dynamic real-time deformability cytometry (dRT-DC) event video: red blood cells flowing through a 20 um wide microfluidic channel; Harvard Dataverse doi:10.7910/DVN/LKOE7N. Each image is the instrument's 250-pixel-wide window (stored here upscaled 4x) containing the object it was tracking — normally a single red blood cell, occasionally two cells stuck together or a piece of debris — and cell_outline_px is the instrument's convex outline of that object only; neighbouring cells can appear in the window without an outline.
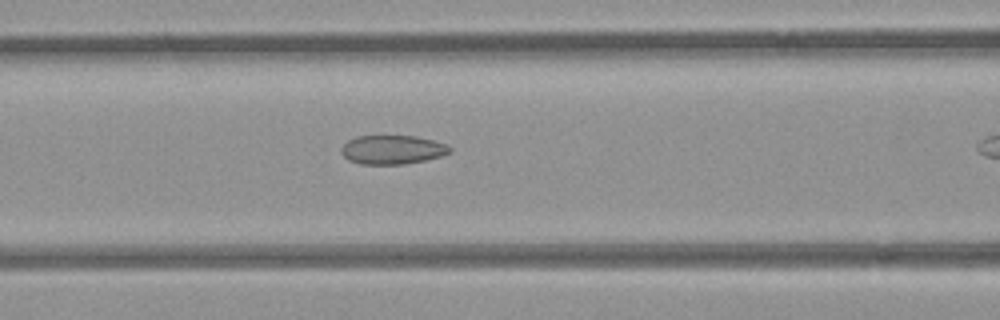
{"species": "common noctule bat (a hibernating species)", "species_latin": "Nyctalus noctula", "temperature_condition": "room temperature", "stored_images_in_passage": 15, "camera_frame_rate_fps": 3000, "um_per_image_px": 0.085, "animal": {"sex": "female", "body_mass_g": 21.9}, "frame": {"image": 1, "passage_image": 11, "time_ms": 3.333, "image_size_px": [1000, 320], "cell_outline_px": [[452, 152], [440, 156], [424, 160], [404, 164], [360, 164], [348, 160], [340, 152], [340, 148], [348, 140], [356, 136], [416, 136], [448, 144], [452, 148]], "centroid_in_image_um": [33.35, 12.72], "position_along_channel_um": 133.3, "area_um2": 18.38}}